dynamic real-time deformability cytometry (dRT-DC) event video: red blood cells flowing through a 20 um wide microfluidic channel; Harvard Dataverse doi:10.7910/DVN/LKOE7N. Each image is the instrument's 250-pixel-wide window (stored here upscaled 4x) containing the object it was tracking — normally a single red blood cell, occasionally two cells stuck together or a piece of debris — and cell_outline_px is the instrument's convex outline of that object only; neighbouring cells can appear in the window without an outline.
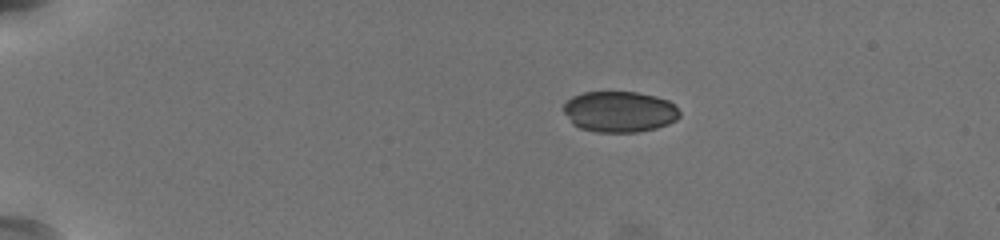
{"species": "common noctule bat (a hibernating species)", "species_latin": "Nyctalus noctula", "temperature_condition": "warm", "stored_images_in_passage": 46, "camera_frame_rate_fps": 3000, "um_per_image_px": 0.085, "animal": {"sex": "female", "body_mass_g": 19.5, "forearm_length_mm": 54.1}, "frame": {"image": 1, "passage_image": 1, "time_ms": 0.0, "image_size_px": [1000, 240], "cell_outline_px": [[680, 116], [676, 120], [668, 124], [656, 128], [636, 132], [596, 132], [580, 128], [572, 124], [564, 112], [564, 104], [572, 96], [584, 92], [636, 92], [656, 96], [668, 100], [680, 112]], "centroid_in_image_um": [52.65, 9.49], "position_along_channel_um": 32.4, "area_um2": 27.69}}
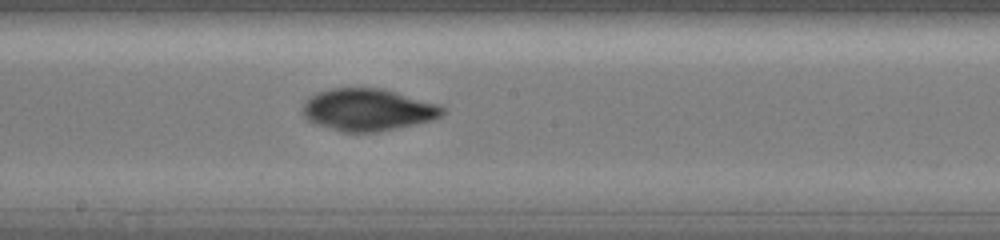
{"frame": {"image": 2, "passage_image": 23, "time_ms": 7.333, "image_size_px": [1000, 240], "cell_outline_px": [[444, 112], [440, 116], [432, 120], [416, 124], [376, 132], [340, 132], [312, 124], [304, 116], [304, 104], [316, 92], [332, 88], [380, 88], [396, 92], [440, 104], [444, 108]], "centroid_in_image_um": [31.26, 9.34], "position_along_channel_um": 216.9, "area_um2": 34.33}}
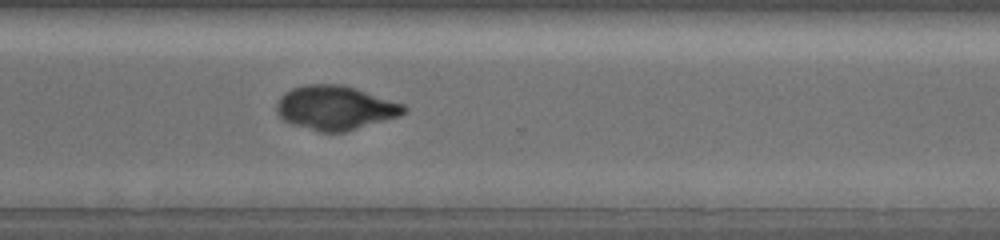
{"frame": {"image": 3, "passage_image": 33, "time_ms": 10.667, "image_size_px": [1000, 240], "cell_outline_px": [[408, 112], [400, 116], [344, 132], [320, 132], [288, 124], [276, 112], [276, 104], [280, 96], [284, 92], [292, 88], [304, 84], [344, 84], [404, 104], [408, 108]], "centroid_in_image_um": [28.49, 9.16], "position_along_channel_um": 342.1, "area_um2": 33.12}}